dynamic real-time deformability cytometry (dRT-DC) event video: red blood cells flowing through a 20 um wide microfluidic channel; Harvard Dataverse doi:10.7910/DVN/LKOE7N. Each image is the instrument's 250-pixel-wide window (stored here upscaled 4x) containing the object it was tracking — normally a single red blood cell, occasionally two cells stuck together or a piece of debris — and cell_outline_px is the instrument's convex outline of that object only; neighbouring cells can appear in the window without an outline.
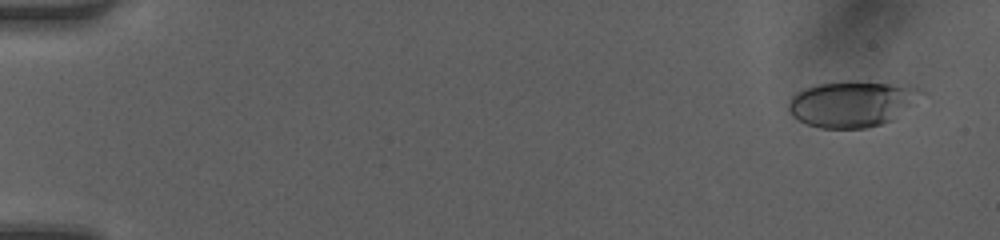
{"species": "human", "species_latin": "Homo sapiens", "temperature_condition": "room temperature", "stored_images_in_passage": 49, "camera_frame_rate_fps": 3000, "um_per_image_px": 0.085, "donor": {"sex": "female"}, "frame": {"image": 1, "passage_image": 3, "time_ms": 0.667, "image_size_px": [1000, 240], "cell_outline_px": [[928, 92], [892, 120], [880, 124], [864, 128], [820, 128], [808, 124], [792, 116], [788, 108], [788, 104], [792, 96], [796, 92], [816, 84], [848, 80], [856, 80], [916, 84]], "centroid_in_image_um": [72.51, 8.77], "position_along_channel_um": 12.5, "area_um2": 36.36}}
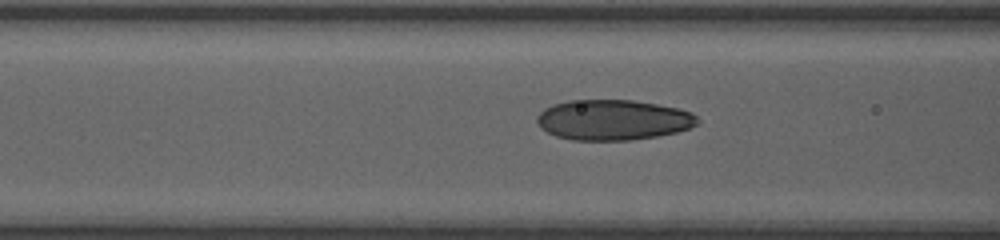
{"frame": {"image": 2, "passage_image": 21, "time_ms": 6.667, "image_size_px": [1000, 240], "cell_outline_px": [[700, 120], [696, 124], [688, 128], [676, 132], [656, 136], [632, 140], [572, 140], [556, 136], [540, 128], [536, 120], [536, 116], [544, 108], [552, 104], [568, 100], [632, 100], [656, 104], [676, 108], [692, 112]], "centroid_in_image_um": [52.07, 10.19], "position_along_channel_um": 114.5, "area_um2": 37.8}}
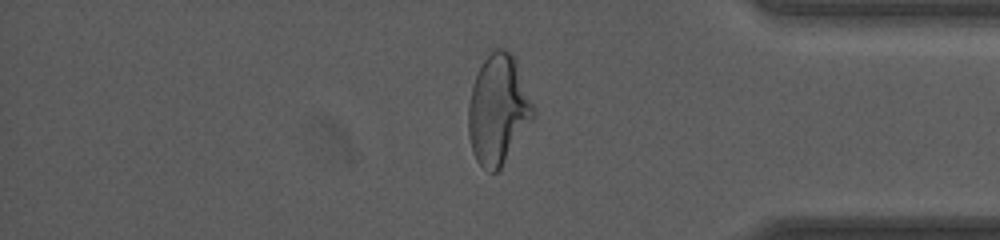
{"frame": {"image": 3, "passage_image": 42, "time_ms": 13.667, "image_size_px": [1000, 240], "cell_outline_px": [[536, 116], [500, 168], [496, 172], [488, 172], [476, 160], [472, 152], [468, 136], [468, 104], [472, 84], [484, 60], [496, 48], [504, 48], [516, 60], [536, 108]], "centroid_in_image_um": [42.35, 9.34], "position_along_channel_um": 392.8, "area_um2": 41.62}, "authors_computed_cell_mechanics": {"area_um2": 36.9342, "velocity_mm_per_s": 4.2249, "shape_relaxation_time_tau1_ms": 5.4082, "shape_relaxation_time_tau2_ms": 0.6981, "deformation_change_tau1": 0.188, "deformation_change_tau2": 0.0636}}